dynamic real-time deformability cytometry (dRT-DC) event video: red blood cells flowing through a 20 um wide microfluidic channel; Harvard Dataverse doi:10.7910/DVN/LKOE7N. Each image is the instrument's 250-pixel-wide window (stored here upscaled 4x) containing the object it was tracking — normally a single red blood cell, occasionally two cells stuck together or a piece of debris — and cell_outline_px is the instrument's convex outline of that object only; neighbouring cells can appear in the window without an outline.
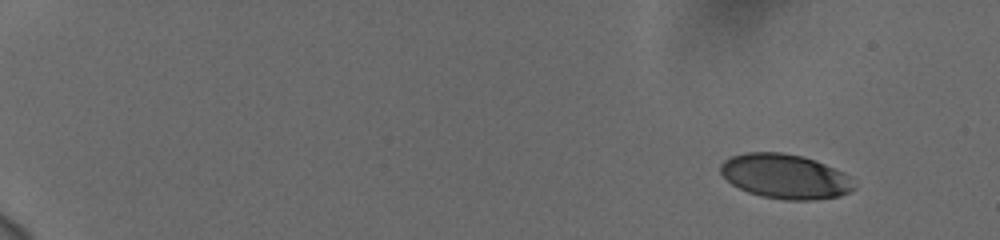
{"species": "human", "species_latin": "Homo sapiens", "temperature_condition": "cold", "stored_images_in_passage": 53, "camera_frame_rate_fps": 3000, "um_per_image_px": 0.085, "donor": {"sex": "female"}, "frame": {"image": 1, "passage_image": 1, "time_ms": 0.0, "image_size_px": [1000, 240], "cell_outline_px": [[856, 188], [840, 196], [812, 200], [784, 200], [764, 196], [748, 192], [732, 184], [720, 172], [720, 164], [724, 160], [732, 156], [744, 152], [780, 152], [804, 156], [816, 160], [844, 172], [848, 176]], "centroid_in_image_um": [66.74, 14.98], "position_along_channel_um": 18.3, "area_um2": 34.68}}
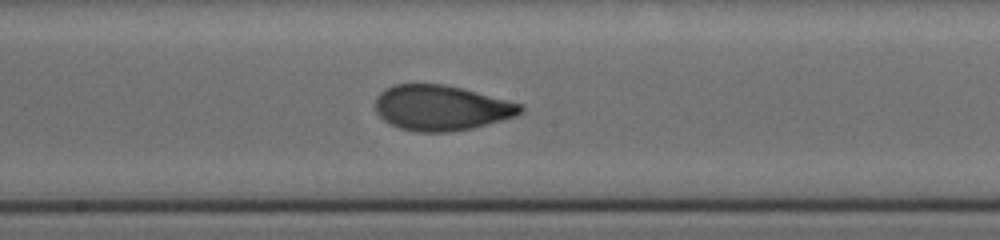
{"frame": {"image": 2, "passage_image": 30, "time_ms": 9.667, "image_size_px": [1000, 240], "cell_outline_px": [[524, 112], [516, 116], [472, 128], [452, 132], [416, 132], [400, 128], [384, 120], [376, 112], [376, 96], [380, 92], [396, 84], [444, 84], [524, 104]], "centroid_in_image_um": [37.53, 9.17], "position_along_channel_um": 210.7, "area_um2": 38.21}}
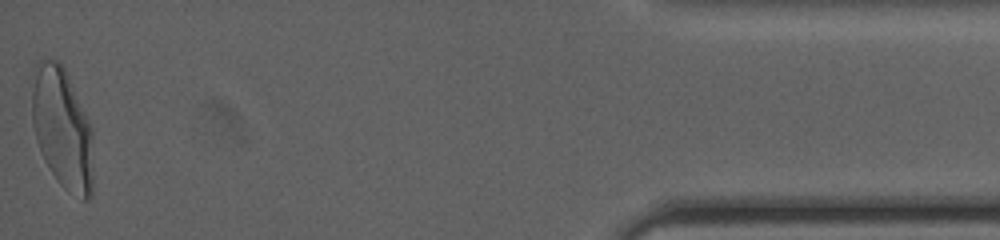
{"frame": {"image": 3, "passage_image": 53, "time_ms": 17.333, "image_size_px": [1000, 240], "cell_outline_px": [[92, 196], [88, 200], [84, 200], [68, 192], [56, 180], [44, 160], [36, 140], [32, 124], [32, 68], [44, 56], [56, 60], [64, 68], [68, 76], [92, 128]], "centroid_in_image_um": [5.27, 10.9], "position_along_channel_um": 429.9, "area_um2": 43.64}, "authors_computed_cell_mechanics": {"area_um2": 37.7434, "velocity_mm_per_s": 3.7535, "shape_relaxation_time_tau1_ms": 5.4806, "shape_relaxation_time_tau2_ms": null, "deformation_change_tau1": 0.1921, "deformation_change_tau2": null}}